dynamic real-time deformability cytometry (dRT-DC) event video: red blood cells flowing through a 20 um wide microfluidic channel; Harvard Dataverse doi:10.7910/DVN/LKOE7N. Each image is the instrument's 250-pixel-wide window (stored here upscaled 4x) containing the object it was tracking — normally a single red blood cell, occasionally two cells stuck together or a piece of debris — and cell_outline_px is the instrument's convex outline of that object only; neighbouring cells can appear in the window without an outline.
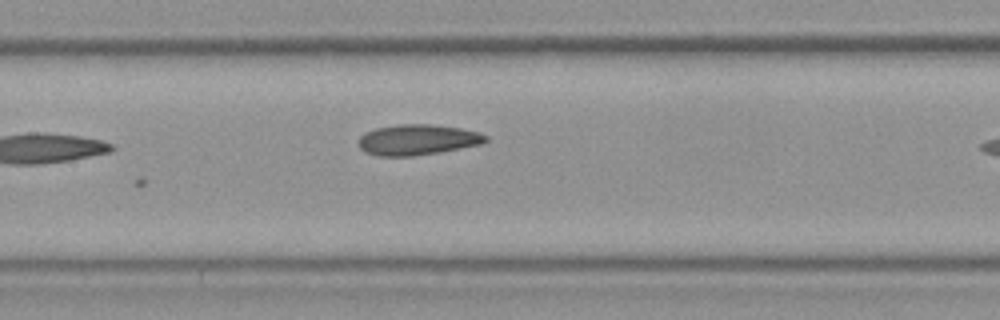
{"species": "Egyptian fruit bat (a non-hibernating species)", "species_latin": "Rousettus aegyptiacus", "temperature_condition": "room temperature", "stored_images_in_passage": 11, "camera_frame_rate_fps": 3000, "um_per_image_px": 0.085, "frame": {"image": 1, "passage_image": 11, "time_ms": 3.333, "image_size_px": [1000, 320], "cell_outline_px": [[488, 140], [480, 144], [440, 152], [412, 156], [380, 156], [364, 152], [356, 144], [360, 136], [364, 132], [376, 128], [400, 124], [428, 124], [460, 128], [480, 132], [488, 136]], "centroid_in_image_um": [35.45, 11.88], "position_along_channel_um": 171.9, "area_um2": 22.77}}